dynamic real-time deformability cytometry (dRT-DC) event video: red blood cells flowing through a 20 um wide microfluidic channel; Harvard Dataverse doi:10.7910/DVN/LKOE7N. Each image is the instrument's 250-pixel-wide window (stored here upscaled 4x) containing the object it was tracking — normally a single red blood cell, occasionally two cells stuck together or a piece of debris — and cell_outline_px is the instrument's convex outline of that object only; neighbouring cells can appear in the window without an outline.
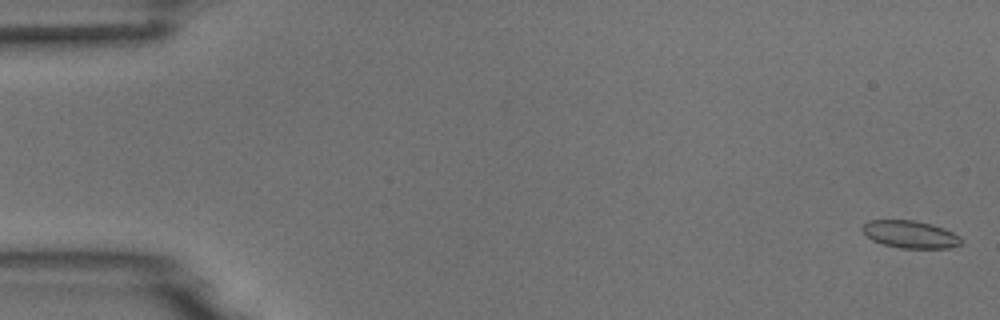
{"species": "common noctule bat (a hibernating species)", "species_latin": "Nyctalus noctula", "temperature_condition": "room temperature", "stored_images_in_passage": 8, "camera_frame_rate_fps": 3000, "um_per_image_px": 0.085, "animal": {"sex": "male", "body_mass_g": 18.8}, "frame": {"image": 1, "passage_image": 1, "time_ms": 0.0, "image_size_px": [1000, 320], "cell_outline_px": [[960, 244], [952, 248], [900, 248], [884, 244], [872, 240], [860, 228], [868, 220], [916, 220], [932, 224], [944, 228], [960, 236]], "centroid_in_image_um": [77.37, 19.91], "position_along_channel_um": 7.6, "area_um2": 15.78}}
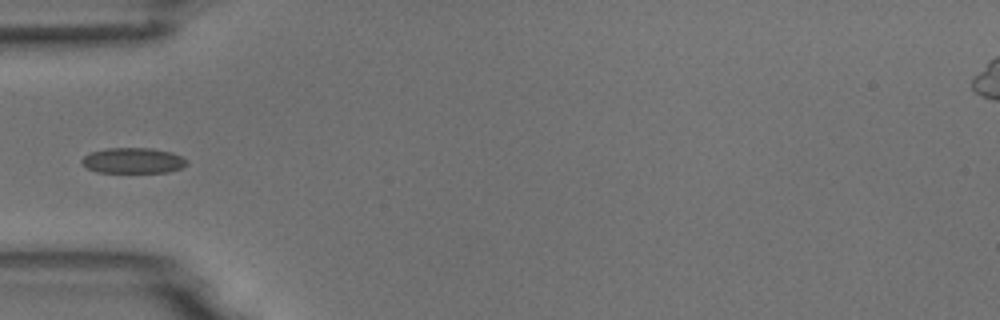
{"frame": {"image": 2, "passage_image": 5, "time_ms": 1.333, "image_size_px": [1000, 320], "cell_outline_px": [[188, 164], [180, 168], [168, 172], [96, 172], [88, 168], [80, 160], [84, 156], [92, 152], [108, 148], [152, 148], [172, 152], [188, 160]], "centroid_in_image_um": [11.34, 13.64], "position_along_channel_um": 73.7, "area_um2": 15.55}}